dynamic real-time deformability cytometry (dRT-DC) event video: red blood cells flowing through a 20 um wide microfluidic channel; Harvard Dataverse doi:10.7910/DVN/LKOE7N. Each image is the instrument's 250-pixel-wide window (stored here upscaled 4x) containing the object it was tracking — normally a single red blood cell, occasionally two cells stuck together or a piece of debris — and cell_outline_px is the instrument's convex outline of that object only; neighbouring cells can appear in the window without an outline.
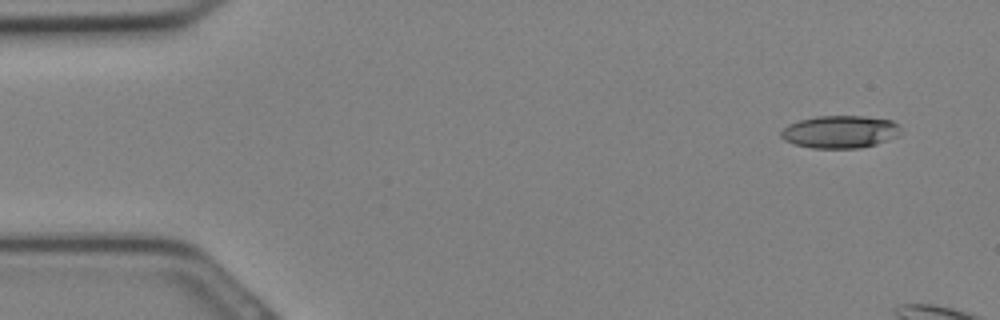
{"species": "Egyptian fruit bat (a non-hibernating species)", "species_latin": "Rousettus aegyptiacus", "temperature_condition": "cold", "stored_images_in_passage": 7, "camera_frame_rate_fps": 3000, "um_per_image_px": 0.085, "animal": {"sex": "female"}, "frame": {"image": 1, "passage_image": 3, "time_ms": 0.667, "image_size_px": [1000, 320], "cell_outline_px": [[900, 128], [896, 136], [876, 144], [860, 148], [812, 148], [796, 144], [784, 140], [780, 136], [780, 132], [788, 124], [800, 120], [816, 116], [864, 116], [892, 120]], "centroid_in_image_um": [71.37, 11.2], "position_along_channel_um": 13.6, "area_um2": 22.54}}